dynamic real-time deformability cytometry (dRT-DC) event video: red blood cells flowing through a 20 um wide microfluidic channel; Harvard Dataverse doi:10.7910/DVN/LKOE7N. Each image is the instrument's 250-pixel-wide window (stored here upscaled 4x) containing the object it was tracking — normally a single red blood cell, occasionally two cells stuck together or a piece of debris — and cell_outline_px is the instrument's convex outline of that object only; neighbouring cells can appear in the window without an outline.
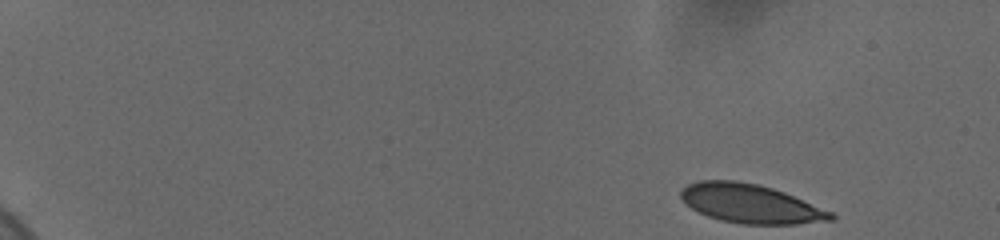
{"species": "human", "species_latin": "Homo sapiens", "temperature_condition": "cold", "stored_images_in_passage": 53, "camera_frame_rate_fps": 3000, "um_per_image_px": 0.085, "donor": {"sex": "female"}, "frame": {"image": 1, "passage_image": 1, "time_ms": 0.0, "image_size_px": [1000, 240], "cell_outline_px": [[836, 216], [832, 220], [796, 224], [740, 224], [720, 220], [708, 216], [692, 208], [680, 196], [680, 192], [688, 184], [700, 180], [736, 180], [760, 184], [784, 192], [832, 212]], "centroid_in_image_um": [63.8, 17.31], "position_along_channel_um": 21.2, "area_um2": 33.81}}
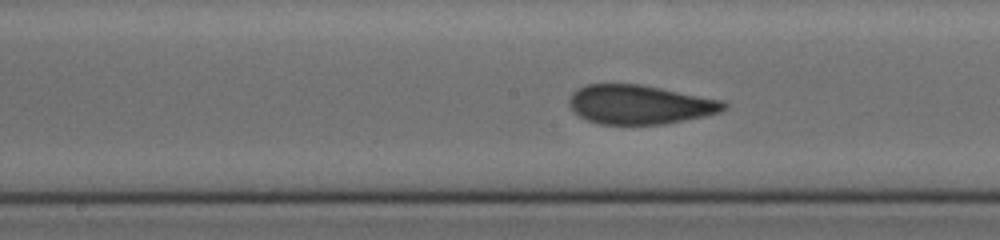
{"frame": {"image": 2, "passage_image": 28, "time_ms": 9.0, "image_size_px": [1000, 240], "cell_outline_px": [[728, 108], [720, 112], [704, 116], [664, 124], [600, 124], [588, 120], [580, 116], [568, 104], [568, 100], [572, 92], [576, 88], [588, 84], [640, 84], [724, 100], [728, 104]], "centroid_in_image_um": [54.4, 8.88], "position_along_channel_um": 193.8, "area_um2": 35.32}}
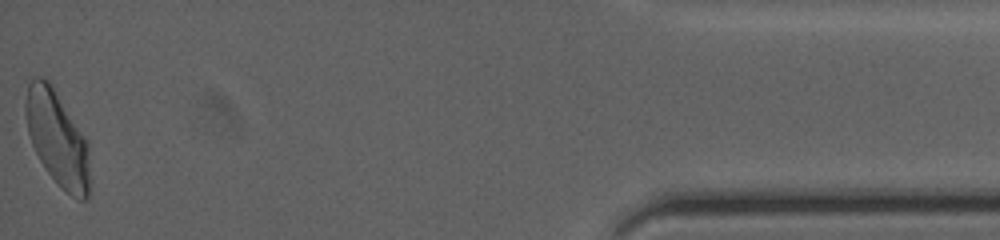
{"frame": {"image": 3, "passage_image": 53, "time_ms": 17.333, "image_size_px": [1000, 240], "cell_outline_px": [[88, 196], [84, 200], [80, 200], [72, 196], [56, 184], [44, 168], [32, 144], [28, 132], [24, 112], [24, 104], [28, 84], [36, 76], [40, 76], [48, 80], [52, 84], [88, 140]], "centroid_in_image_um": [4.85, 11.73], "position_along_channel_um": 430.4, "area_um2": 35.66}, "authors_computed_cell_mechanics": {"area_um2": 35.1424, "velocity_mm_per_s": 3.6554, "shape_relaxation_time_tau1_ms": 6.5821, "shape_relaxation_time_tau2_ms": 0.8546, "deformation_change_tau1": 0.1746, "deformation_change_tau2": 0.0574}}